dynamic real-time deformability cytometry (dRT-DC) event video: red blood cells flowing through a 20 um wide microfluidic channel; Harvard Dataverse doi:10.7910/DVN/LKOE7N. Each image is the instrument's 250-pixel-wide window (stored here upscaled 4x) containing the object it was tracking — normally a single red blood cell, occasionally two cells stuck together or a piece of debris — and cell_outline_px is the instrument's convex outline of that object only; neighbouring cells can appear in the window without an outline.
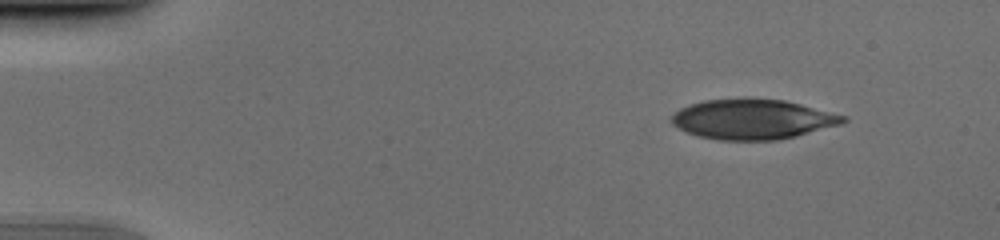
{"species": "human", "species_latin": "Homo sapiens", "temperature_condition": "cold", "stored_images_in_passage": 52, "camera_frame_rate_fps": 3000, "um_per_image_px": 0.085, "donor": {"sex": "male"}, "frame": {"image": 1, "passage_image": 6, "time_ms": 1.667, "image_size_px": [1000, 240], "cell_outline_px": [[848, 120], [840, 124], [796, 136], [780, 140], [716, 140], [696, 136], [672, 124], [672, 116], [680, 108], [688, 104], [704, 100], [748, 96], [784, 100], [848, 116]], "centroid_in_image_um": [63.96, 10.11], "position_along_channel_um": 21.0, "area_um2": 40.58}}
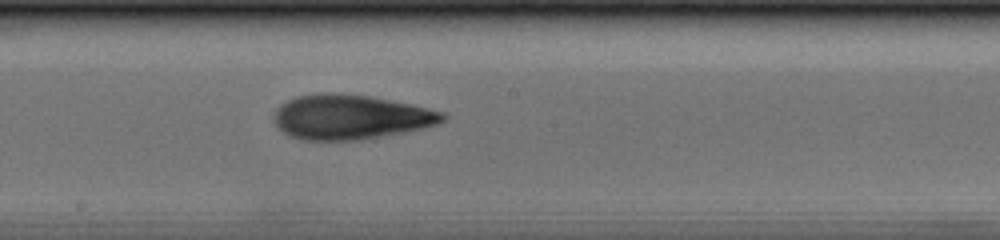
{"frame": {"image": 2, "passage_image": 29, "time_ms": 9.333, "image_size_px": [1000, 240], "cell_outline_px": [[448, 116], [444, 120], [436, 124], [424, 128], [404, 132], [356, 140], [304, 140], [292, 136], [284, 132], [272, 120], [272, 112], [280, 104], [296, 96], [328, 92], [372, 96], [412, 104], [444, 112]], "centroid_in_image_um": [29.78, 9.93], "position_along_channel_um": 218.4, "area_um2": 43.99}}
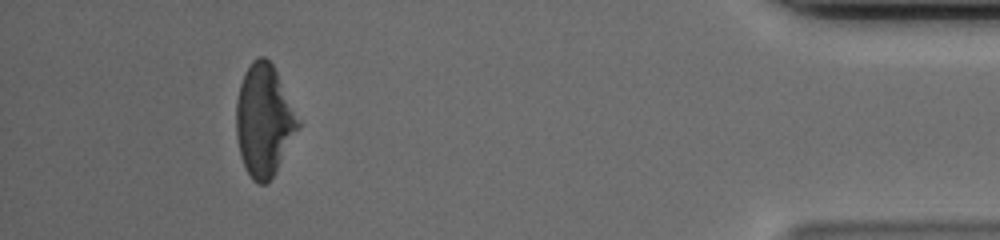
{"frame": {"image": 3, "passage_image": 48, "time_ms": 15.667, "image_size_px": [1000, 240], "cell_outline_px": [[300, 128], [276, 172], [264, 184], [256, 184], [252, 180], [240, 156], [236, 136], [236, 100], [240, 84], [244, 72], [252, 60], [260, 56], [264, 56], [272, 64], [300, 120]], "centroid_in_image_um": [22.43, 10.25], "position_along_channel_um": 412.8, "area_um2": 40.34}}